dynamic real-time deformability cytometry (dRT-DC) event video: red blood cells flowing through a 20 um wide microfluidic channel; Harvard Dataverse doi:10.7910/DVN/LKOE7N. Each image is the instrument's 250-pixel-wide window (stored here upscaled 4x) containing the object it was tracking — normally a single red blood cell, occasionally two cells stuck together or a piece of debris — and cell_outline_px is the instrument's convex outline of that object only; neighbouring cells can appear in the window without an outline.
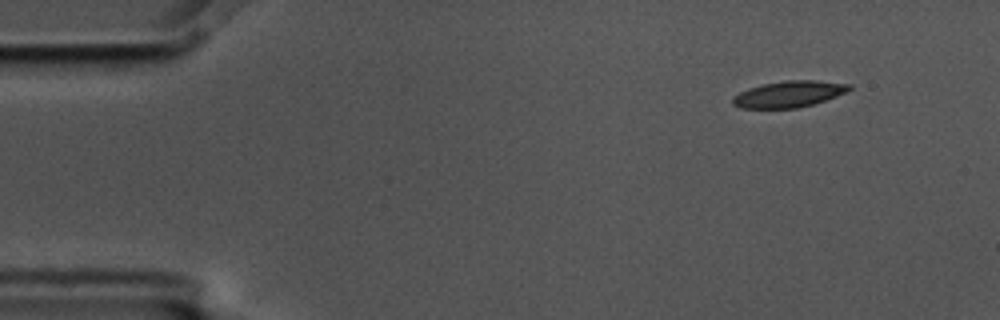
{"species": "common noctule bat (a hibernating species)", "species_latin": "Nyctalus noctula", "temperature_condition": "cold", "stored_images_in_passage": 4, "camera_frame_rate_fps": 3000, "um_per_image_px": 0.085, "animal": {"sex": "male", "body_mass_g": 17.5, "forearm_length_mm": 52.3}, "frame": {"image": 1, "passage_image": 1, "time_ms": 0.0, "image_size_px": [1000, 320], "cell_outline_px": [[852, 88], [836, 96], [812, 104], [796, 108], [740, 108], [732, 104], [732, 96], [748, 88], [764, 84], [784, 80], [816, 80], [852, 84]], "centroid_in_image_um": [67.03, 7.99], "position_along_channel_um": 18.0, "area_um2": 17.8}}
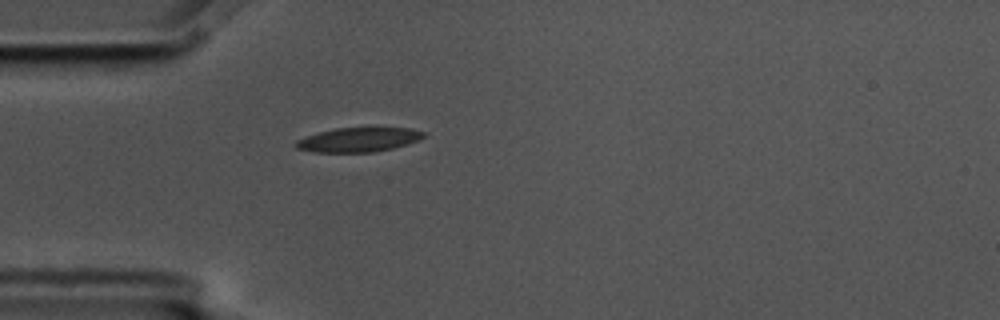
{"frame": {"image": 2, "passage_image": 3, "time_ms": 0.667, "image_size_px": [1000, 320], "cell_outline_px": [[424, 136], [420, 140], [408, 144], [392, 148], [372, 152], [312, 152], [296, 148], [296, 140], [320, 132], [336, 128], [412, 128], [424, 132]], "centroid_in_image_um": [30.5, 11.88], "position_along_channel_um": 54.5, "area_um2": 17.92}}